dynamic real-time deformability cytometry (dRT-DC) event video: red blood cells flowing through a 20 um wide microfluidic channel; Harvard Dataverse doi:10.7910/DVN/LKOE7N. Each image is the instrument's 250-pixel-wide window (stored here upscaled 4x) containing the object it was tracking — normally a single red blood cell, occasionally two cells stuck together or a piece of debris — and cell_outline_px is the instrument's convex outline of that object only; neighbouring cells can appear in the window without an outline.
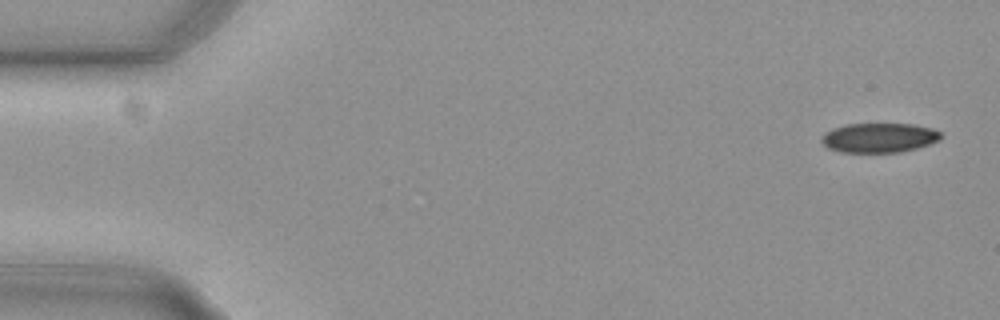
{"species": "common noctule bat (a hibernating species)", "species_latin": "Nyctalus noctula", "temperature_condition": "cold", "stored_images_in_passage": 48, "camera_frame_rate_fps": 3000, "um_per_image_px": 0.085, "animal": {"sex": "female", "body_mass_g": 29.2, "forearm_length_mm": 56.3}, "frame": {"image": 1, "passage_image": 1, "time_ms": 0.0, "image_size_px": [1000, 320], "cell_outline_px": [[940, 140], [916, 148], [900, 152], [840, 152], [828, 148], [820, 140], [820, 136], [824, 132], [832, 128], [844, 124], [912, 124], [932, 128], [940, 132]], "centroid_in_image_um": [74.67, 11.7], "position_along_channel_um": 10.3, "area_um2": 20.58}}
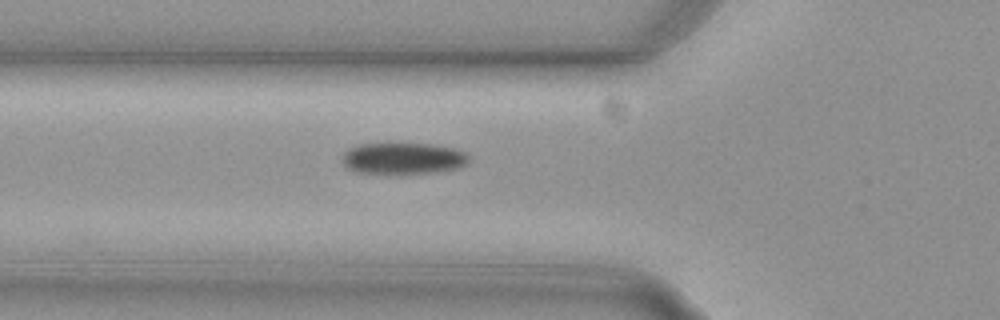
{"frame": {"image": 2, "passage_image": 18, "time_ms": 5.667, "image_size_px": [1000, 320], "cell_outline_px": [[468, 160], [464, 164], [456, 168], [436, 172], [388, 176], [356, 172], [348, 168], [344, 164], [344, 152], [360, 144], [432, 144], [456, 148], [468, 152]], "centroid_in_image_um": [34.28, 13.5], "position_along_channel_um": 91.5, "area_um2": 23.7}}
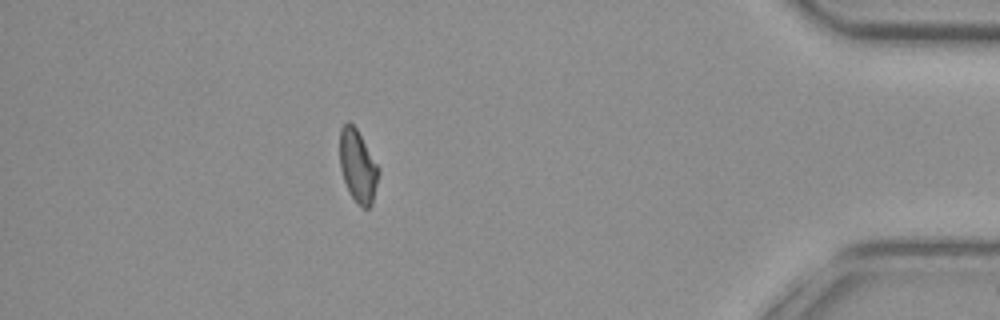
{"frame": {"image": 3, "passage_image": 42, "time_ms": 13.667, "image_size_px": [1000, 320], "cell_outline_px": [[380, 172], [372, 204], [368, 208], [364, 208], [356, 204], [344, 180], [340, 168], [340, 128], [348, 120], [356, 128], [380, 168]], "centroid_in_image_um": [30.43, 14.12], "position_along_channel_um": 404.8, "area_um2": 16.42}, "authors_computed_cell_mechanics": {"area_um2": 23.698, "velocity_mm_per_s": 3.7521, "shape_relaxation_time_tau1_ms": 3.7925, "shape_relaxation_time_tau2_ms": null, "deformation_change_tau1": 0.0964, "deformation_change_tau2": null}}